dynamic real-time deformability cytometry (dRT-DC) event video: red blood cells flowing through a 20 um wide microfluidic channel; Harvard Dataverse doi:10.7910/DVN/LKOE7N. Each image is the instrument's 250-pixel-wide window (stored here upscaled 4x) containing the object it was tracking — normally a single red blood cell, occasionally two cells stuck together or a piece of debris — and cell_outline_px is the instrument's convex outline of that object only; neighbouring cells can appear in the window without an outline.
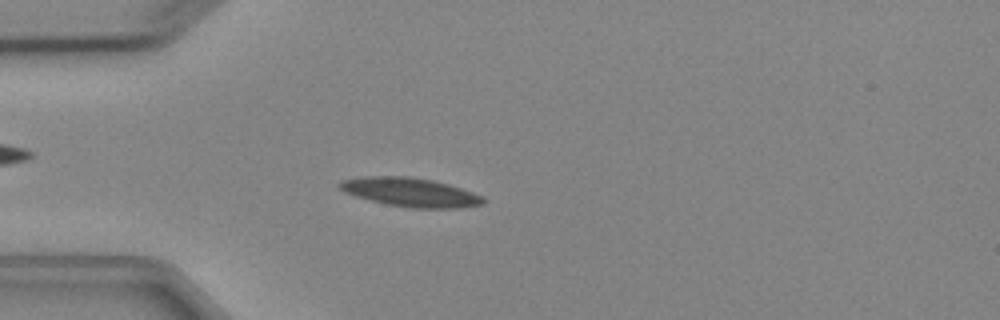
{"species": "Egyptian fruit bat (a non-hibernating species)", "species_latin": "Rousettus aegyptiacus", "temperature_condition": "cold", "stored_images_in_passage": 5, "camera_frame_rate_fps": 3000, "um_per_image_px": 0.085, "animal": {"sex": "female"}, "frame": {"image": 1, "passage_image": 5, "time_ms": 4.667, "image_size_px": [1000, 320], "cell_outline_px": [[488, 200], [484, 204], [460, 208], [412, 208], [388, 204], [356, 196], [344, 192], [336, 184], [340, 180], [364, 176], [408, 176], [432, 180], [448, 184], [472, 192]], "centroid_in_image_um": [34.87, 16.33], "position_along_channel_um": 50.1, "area_um2": 24.1}}